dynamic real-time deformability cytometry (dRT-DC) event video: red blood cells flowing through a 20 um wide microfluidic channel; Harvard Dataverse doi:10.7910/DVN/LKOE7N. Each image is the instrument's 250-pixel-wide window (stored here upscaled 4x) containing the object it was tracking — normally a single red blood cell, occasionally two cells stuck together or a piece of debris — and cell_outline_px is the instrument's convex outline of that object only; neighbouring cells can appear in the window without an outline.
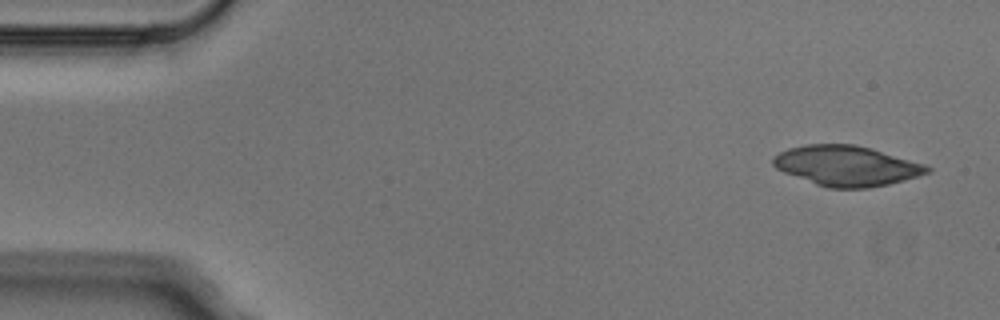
{"species": "Egyptian fruit bat (a non-hibernating species)", "species_latin": "Rousettus aegyptiacus", "temperature_condition": "cold", "stored_images_in_passage": 5, "camera_frame_rate_fps": 3000, "um_per_image_px": 0.085, "animal": {"sex": "male"}, "frame": {"image": 1, "passage_image": 1, "time_ms": 0.0, "image_size_px": [1000, 320], "cell_outline_px": [[932, 172], [904, 180], [888, 184], [868, 188], [828, 188], [816, 184], [784, 172], [776, 168], [772, 164], [772, 156], [788, 148], [808, 144], [856, 144], [872, 148], [924, 164], [932, 168]], "centroid_in_image_um": [71.96, 14.09], "position_along_channel_um": 13.0, "area_um2": 36.07}}
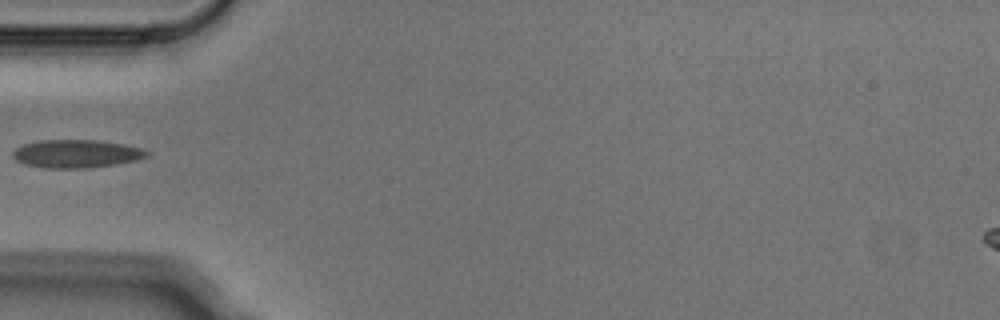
{"frame": {"image": 2, "passage_image": 5, "time_ms": 1.333, "image_size_px": [1000, 320], "cell_outline_px": [[148, 156], [136, 160], [116, 164], [84, 168], [48, 168], [24, 164], [16, 160], [12, 156], [12, 152], [16, 148], [24, 144], [36, 140], [96, 140], [124, 144], [140, 148], [148, 152]], "centroid_in_image_um": [6.45, 13.06], "position_along_channel_um": 78.5, "area_um2": 21.85}}